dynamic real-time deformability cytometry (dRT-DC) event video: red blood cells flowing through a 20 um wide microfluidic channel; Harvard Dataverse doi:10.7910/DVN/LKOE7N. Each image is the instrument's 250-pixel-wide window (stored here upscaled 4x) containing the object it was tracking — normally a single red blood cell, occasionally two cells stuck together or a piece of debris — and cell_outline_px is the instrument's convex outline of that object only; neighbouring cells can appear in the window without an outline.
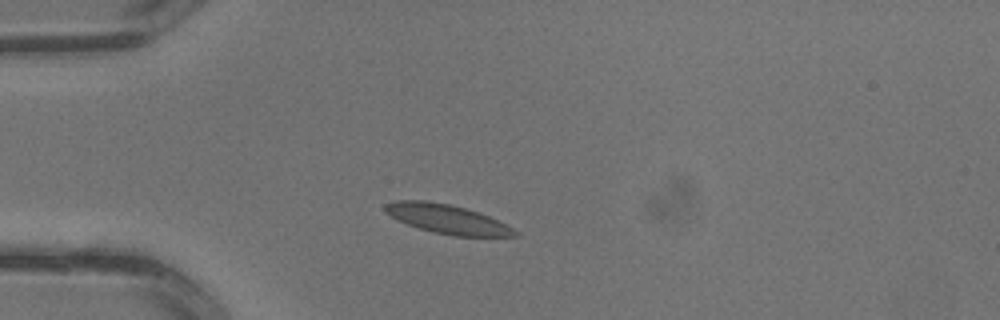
{"species": "common noctule bat (a hibernating species)", "species_latin": "Nyctalus noctula", "temperature_condition": "warm", "stored_images_in_passage": 1, "camera_frame_rate_fps": 3000, "um_per_image_px": 0.085, "animal": {"sex": "male", "body_mass_g": 13.3}, "frame": {"image": 1, "passage_image": 1, "time_ms": 0.0, "image_size_px": [1000, 320], "cell_outline_px": [[520, 236], [456, 236], [436, 232], [420, 228], [396, 220], [384, 212], [384, 204], [396, 200], [424, 200], [448, 204], [464, 208], [488, 216], [520, 232]], "centroid_in_image_um": [37.96, 18.61], "position_along_channel_um": 47.0, "area_um2": 21.73}}